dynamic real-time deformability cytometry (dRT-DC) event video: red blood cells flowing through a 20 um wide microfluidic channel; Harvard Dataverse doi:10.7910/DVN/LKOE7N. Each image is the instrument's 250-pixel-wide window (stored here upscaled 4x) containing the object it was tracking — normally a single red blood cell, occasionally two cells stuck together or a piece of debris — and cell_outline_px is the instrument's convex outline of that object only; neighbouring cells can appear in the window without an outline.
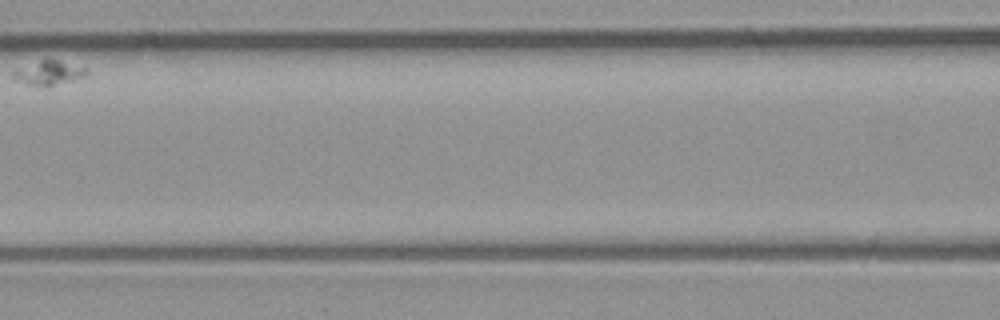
{"species": "common noctule bat (a hibernating species)", "species_latin": "Nyctalus noctula", "temperature_condition": "room temperature", "stored_images_in_passage": 7, "camera_frame_rate_fps": 3000, "um_per_image_px": 0.085, "animal": {"sex": "male", "body_mass_g": 23.1, "forearm_length_mm": 52.7}, "frame": {"image": 1, "passage_image": 4, "time_ms": 1.0, "image_size_px": [1000, 320], "cell_outline_px": [[88, 76], [48, 88], [28, 84], [12, 76], [12, 72], [40, 60], [56, 60], [88, 68]], "centroid_in_image_um": [4.25, 6.23], "position_along_channel_um": 162.3, "area_um2": 10.29}}